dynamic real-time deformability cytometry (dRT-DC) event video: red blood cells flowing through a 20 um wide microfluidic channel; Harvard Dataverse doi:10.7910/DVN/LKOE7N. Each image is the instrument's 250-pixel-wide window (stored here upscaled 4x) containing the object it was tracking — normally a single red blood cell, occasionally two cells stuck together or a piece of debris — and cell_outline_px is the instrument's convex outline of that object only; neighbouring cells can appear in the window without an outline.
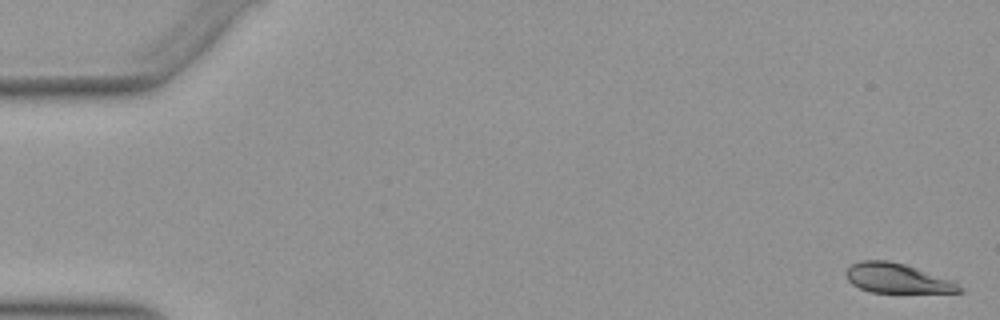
{"species": "Egyptian fruit bat (a non-hibernating species)", "species_latin": "Rousettus aegyptiacus", "temperature_condition": "warm", "stored_images_in_passage": 52, "camera_frame_rate_fps": 3000, "um_per_image_px": 0.085, "animal": {"sex": "female"}, "frame": {"image": 1, "passage_image": 1, "time_ms": 0.0, "image_size_px": [1000, 320], "cell_outline_px": [[964, 292], [872, 292], [860, 288], [852, 284], [848, 280], [844, 272], [852, 264], [860, 260], [888, 260], [904, 264], [956, 280]], "centroid_in_image_um": [76.28, 23.64], "position_along_channel_um": 8.7, "area_um2": 19.65}}
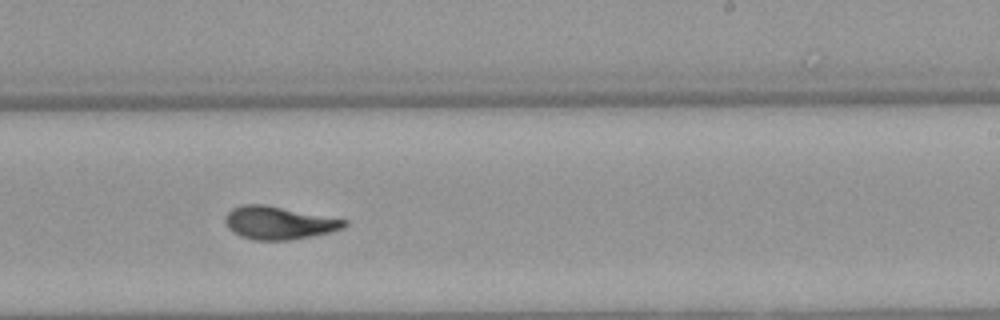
{"frame": {"image": 2, "passage_image": 32, "time_ms": 10.333, "image_size_px": [1000, 320], "cell_outline_px": [[348, 224], [344, 228], [312, 236], [292, 240], [252, 240], [240, 236], [232, 232], [228, 228], [224, 220], [224, 216], [232, 208], [244, 204], [264, 204], [348, 220]], "centroid_in_image_um": [23.67, 18.94], "position_along_channel_um": 265.3, "area_um2": 22.95}}
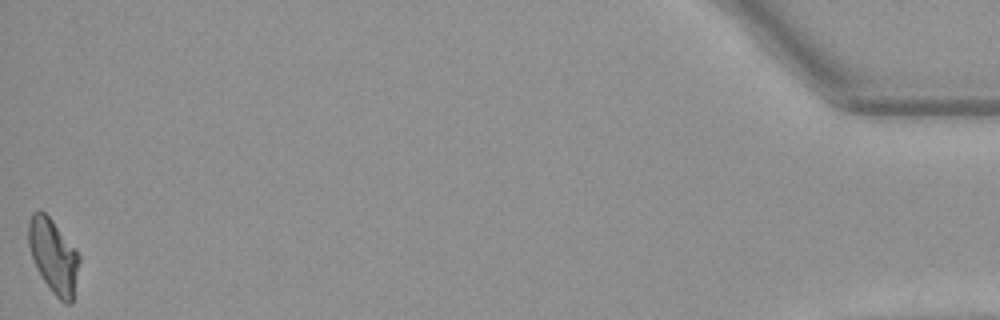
{"frame": {"image": 3, "passage_image": 52, "time_ms": 17.0, "image_size_px": [1000, 320], "cell_outline_px": [[80, 260], [72, 304], [64, 304], [52, 292], [44, 280], [32, 256], [28, 244], [28, 220], [32, 212], [44, 212], [52, 220], [76, 248], [80, 256]], "centroid_in_image_um": [4.57, 21.77], "position_along_channel_um": 430.6, "area_um2": 21.73}, "authors_computed_cell_mechanics": {"area_um2": 22.253, "velocity_mm_per_s": 3.9294, "shape_relaxation_time_tau1_ms": 5.705, "shape_relaxation_time_tau2_ms": 1.3725, "deformation_change_tau1": 0.1842, "deformation_change_tau2": 0.0468}}